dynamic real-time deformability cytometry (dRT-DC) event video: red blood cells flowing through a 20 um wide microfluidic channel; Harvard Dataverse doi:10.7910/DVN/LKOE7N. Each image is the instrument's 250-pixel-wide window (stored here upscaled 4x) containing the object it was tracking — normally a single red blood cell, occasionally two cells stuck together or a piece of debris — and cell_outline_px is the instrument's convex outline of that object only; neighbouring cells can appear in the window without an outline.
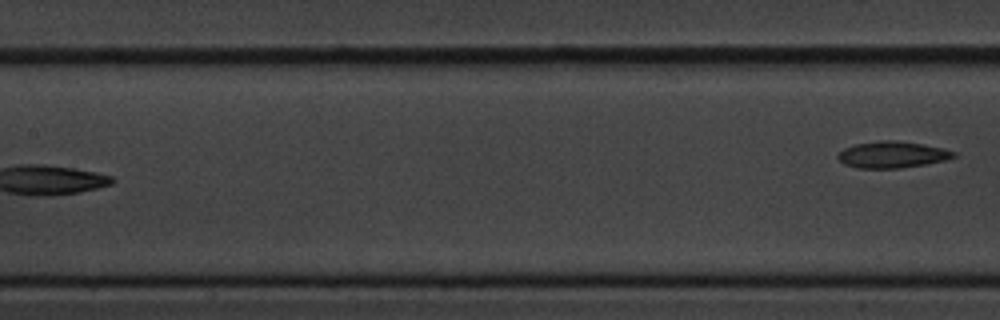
{"species": "common noctule bat (a hibernating species)", "species_latin": "Nyctalus noctula", "temperature_condition": "cold", "stored_images_in_passage": 6, "segment_of_instrument_passage": [2, 2], "camera_frame_rate_fps": 3000, "um_per_image_px": 0.085, "animal": {"sex": "male", "body_mass_g": 20.1, "forearm_length_mm": 53.5}, "frame": {"image": 1, "passage_image": 6, "time_ms": 6.0, "image_size_px": [1000, 320], "cell_outline_px": [[956, 156], [944, 160], [924, 164], [900, 168], [856, 168], [844, 164], [836, 156], [844, 148], [856, 144], [880, 140], [896, 140], [924, 144], [944, 148], [956, 152]], "centroid_in_image_um": [75.84, 13.14], "position_along_channel_um": 131.6, "area_um2": 17.86}}